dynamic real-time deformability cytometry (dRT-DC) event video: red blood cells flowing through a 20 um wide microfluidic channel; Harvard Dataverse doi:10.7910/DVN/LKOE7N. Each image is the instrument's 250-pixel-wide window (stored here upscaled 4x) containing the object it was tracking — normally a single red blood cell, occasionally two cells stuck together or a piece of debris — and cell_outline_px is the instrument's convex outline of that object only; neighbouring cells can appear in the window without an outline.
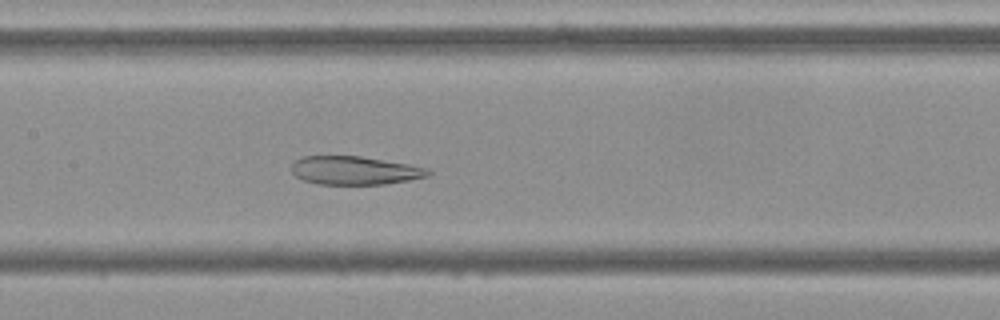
{"species": "Egyptian fruit bat (a non-hibernating species)", "species_latin": "Rousettus aegyptiacus", "temperature_condition": "cold", "stored_images_in_passage": 55, "camera_frame_rate_fps": 3000, "um_per_image_px": 0.085, "frame": {"image": 1, "passage_image": 26, "time_ms": 8.333, "image_size_px": [1000, 320], "cell_outline_px": [[432, 172], [428, 176], [408, 180], [384, 184], [320, 184], [304, 180], [296, 176], [292, 172], [292, 164], [296, 160], [304, 156], [360, 156], [408, 164], [428, 168]], "centroid_in_image_um": [30.16, 14.48], "position_along_channel_um": 177.2, "area_um2": 22.43}}
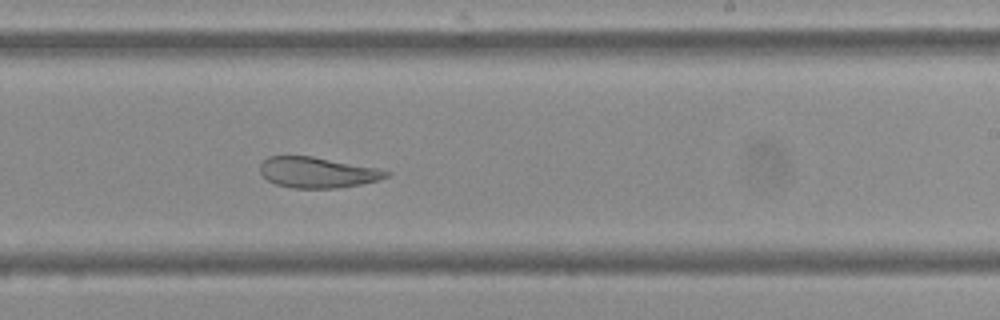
{"frame": {"image": 2, "passage_image": 33, "time_ms": 10.667, "image_size_px": [1000, 320], "cell_outline_px": [[392, 172], [388, 176], [380, 180], [360, 184], [336, 188], [292, 188], [276, 184], [268, 180], [260, 172], [260, 164], [268, 156], [312, 156], [376, 168]], "centroid_in_image_um": [26.97, 14.66], "position_along_channel_um": 262.0, "area_um2": 22.43}}
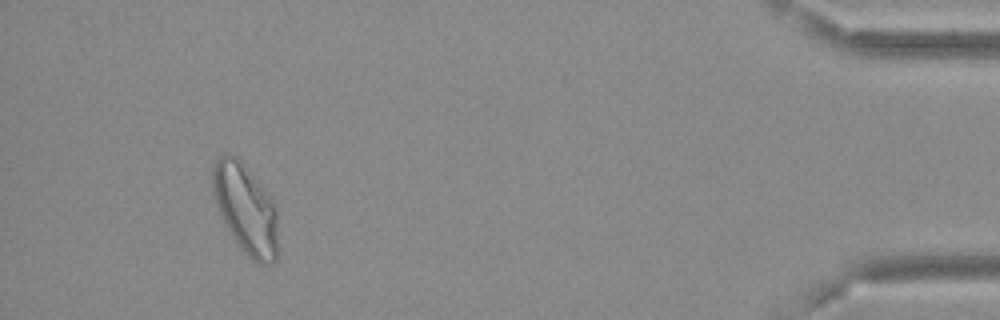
{"frame": {"image": 3, "passage_image": 51, "time_ms": 16.667, "image_size_px": [1000, 320], "cell_outline_px": [[280, 248], [276, 260], [268, 264], [256, 264], [240, 248], [228, 232], [216, 204], [212, 184], [212, 168], [216, 160], [224, 152], [228, 152], [236, 156], [240, 160], [264, 188], [276, 204]], "centroid_in_image_um": [20.92, 17.8], "position_along_channel_um": 414.3, "area_um2": 34.97}}